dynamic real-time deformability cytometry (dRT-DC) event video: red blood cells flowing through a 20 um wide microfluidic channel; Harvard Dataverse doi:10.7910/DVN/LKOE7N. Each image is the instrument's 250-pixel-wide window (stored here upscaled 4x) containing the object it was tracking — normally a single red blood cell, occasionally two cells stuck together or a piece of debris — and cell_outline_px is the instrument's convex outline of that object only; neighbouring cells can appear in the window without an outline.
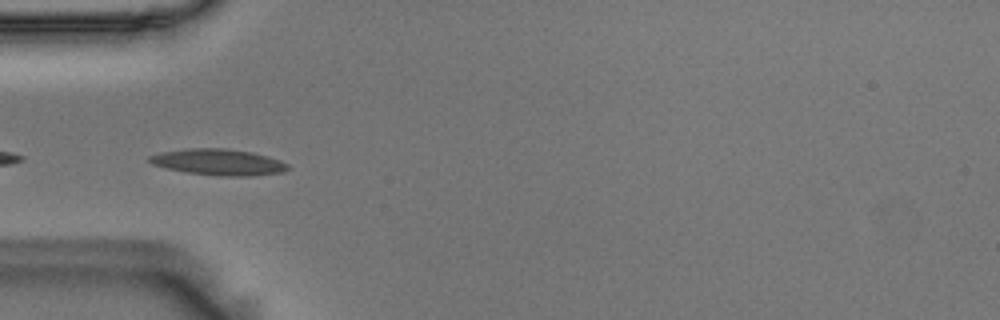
{"species": "Egyptian fruit bat (a non-hibernating species)", "species_latin": "Rousettus aegyptiacus", "temperature_condition": "room temperature", "stored_images_in_passage": 40, "camera_frame_rate_fps": 3000, "um_per_image_px": 0.085, "animal": {"sex": "male"}, "frame": {"image": 1, "passage_image": 2, "time_ms": 0.333, "image_size_px": [1000, 320], "cell_outline_px": [[288, 168], [284, 172], [252, 176], [220, 176], [188, 172], [168, 168], [152, 164], [148, 160], [148, 156], [160, 152], [184, 148], [224, 148], [252, 152], [268, 156], [280, 160], [288, 164]], "centroid_in_image_um": [18.57, 13.77], "position_along_channel_um": 66.4, "area_um2": 21.15}}
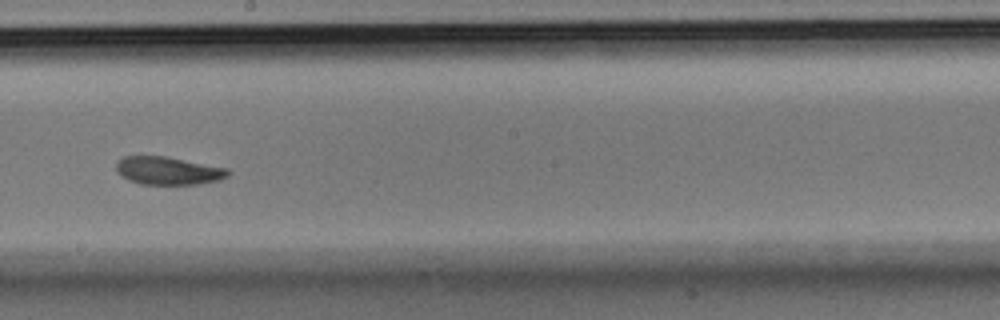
{"frame": {"image": 2, "passage_image": 16, "time_ms": 5.0, "image_size_px": [1000, 320], "cell_outline_px": [[228, 176], [220, 180], [200, 184], [140, 184], [128, 180], [120, 176], [116, 172], [116, 160], [124, 156], [164, 156], [228, 168]], "centroid_in_image_um": [14.25, 14.51], "position_along_channel_um": 234.0, "area_um2": 18.32}}
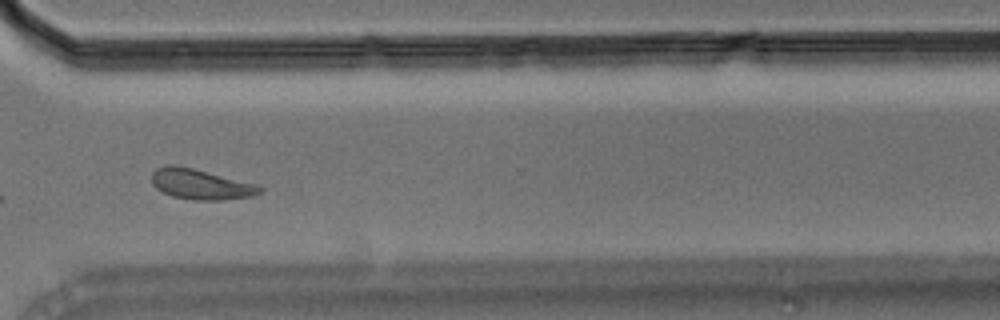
{"frame": {"image": 3, "passage_image": 26, "time_ms": 8.333, "image_size_px": [1000, 320], "cell_outline_px": [[264, 188], [260, 192], [252, 196], [224, 200], [192, 200], [172, 196], [156, 188], [152, 184], [152, 172], [156, 168], [168, 164], [172, 164], [192, 168], [256, 184]], "centroid_in_image_um": [17.03, 15.66], "position_along_channel_um": 353.6, "area_um2": 19.02}, "authors_computed_cell_mechanics": {"area_um2": 18.9584, "velocity_mm_per_s": 3.5838, "shape_relaxation_time_tau1_ms": 3.1184, "shape_relaxation_time_tau2_ms": 5.7576, "deformation_change_tau1": 0.109, "deformation_change_tau2": 0.1193}}